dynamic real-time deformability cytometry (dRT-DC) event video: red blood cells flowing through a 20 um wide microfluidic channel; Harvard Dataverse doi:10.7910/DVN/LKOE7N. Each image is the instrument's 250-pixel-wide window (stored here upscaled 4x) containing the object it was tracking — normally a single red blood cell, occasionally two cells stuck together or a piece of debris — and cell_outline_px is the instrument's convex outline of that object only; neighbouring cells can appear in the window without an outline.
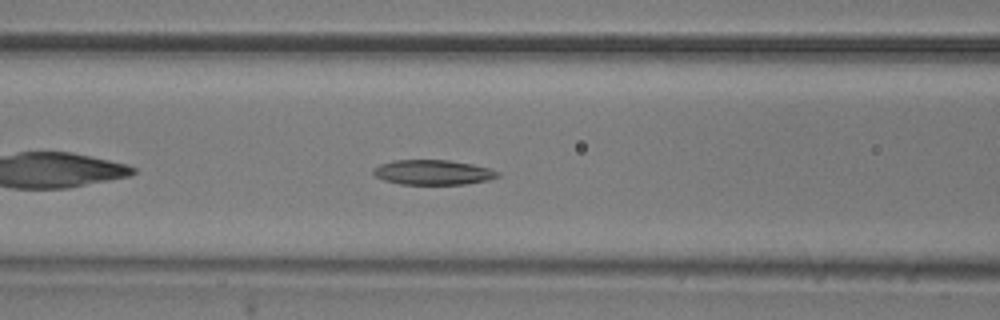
{"species": "common noctule bat (a hibernating species)", "species_latin": "Nyctalus noctula", "temperature_condition": "room temperature", "stored_images_in_passage": 39, "camera_frame_rate_fps": 3000, "um_per_image_px": 0.085, "animal": {"sex": "male", "body_mass_g": 20.5, "forearm_length_mm": 52.5}, "frame": {"image": 1, "passage_image": 8, "time_ms": 2.333, "image_size_px": [1000, 320], "cell_outline_px": [[500, 176], [488, 180], [464, 184], [400, 184], [384, 180], [376, 176], [372, 172], [372, 168], [380, 164], [392, 160], [448, 160], [472, 164], [488, 168], [500, 172]], "centroid_in_image_um": [36.78, 14.64], "position_along_channel_um": 129.8, "area_um2": 18.03}}
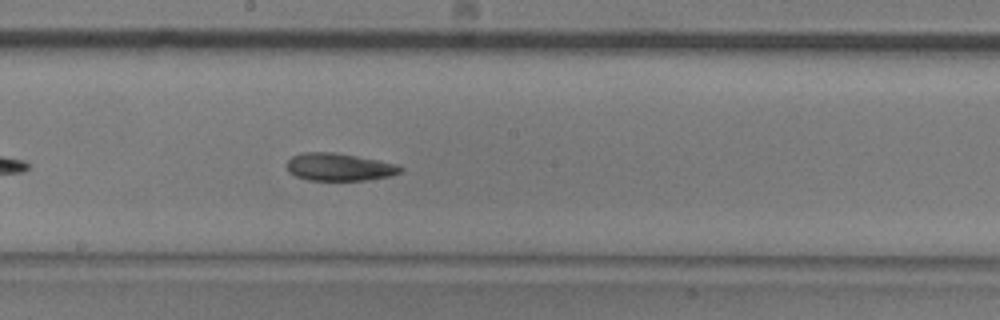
{"frame": {"image": 2, "passage_image": 15, "time_ms": 4.667, "image_size_px": [1000, 320], "cell_outline_px": [[404, 168], [400, 172], [388, 176], [368, 180], [308, 180], [296, 176], [288, 172], [288, 160], [292, 156], [304, 152], [332, 152], [356, 156], [396, 164]], "centroid_in_image_um": [28.81, 14.2], "position_along_channel_um": 219.4, "area_um2": 18.03}}
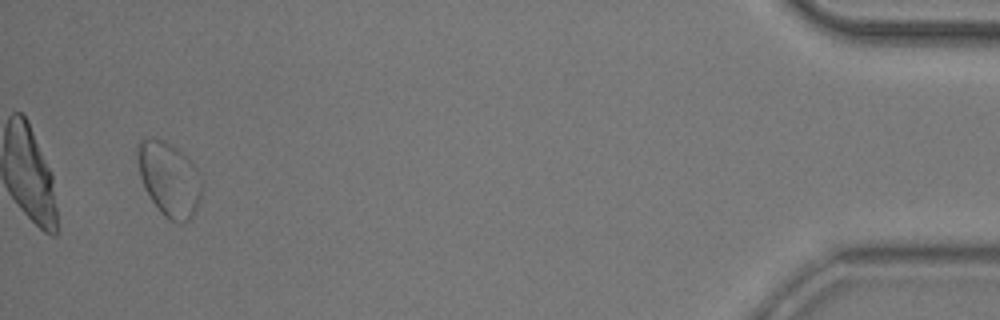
{"frame": {"image": 3, "passage_image": 37, "time_ms": 12.0, "image_size_px": [1000, 320], "cell_outline_px": [[200, 200], [196, 212], [188, 220], [180, 224], [176, 224], [164, 216], [160, 212], [144, 188], [140, 176], [136, 152], [136, 144], [144, 136], [164, 140], [176, 148], [196, 168], [200, 176]], "centroid_in_image_um": [14.34, 15.22], "position_along_channel_um": 420.9, "area_um2": 27.8}, "authors_computed_cell_mechanics": {"area_um2": 18.9584, "velocity_mm_per_s": 3.8355, "shape_relaxation_time_tau1_ms": 6.6514, "shape_relaxation_time_tau2_ms": 7.7084, "deformation_change_tau1": 0.1486, "deformation_change_tau2": 0.1482}}